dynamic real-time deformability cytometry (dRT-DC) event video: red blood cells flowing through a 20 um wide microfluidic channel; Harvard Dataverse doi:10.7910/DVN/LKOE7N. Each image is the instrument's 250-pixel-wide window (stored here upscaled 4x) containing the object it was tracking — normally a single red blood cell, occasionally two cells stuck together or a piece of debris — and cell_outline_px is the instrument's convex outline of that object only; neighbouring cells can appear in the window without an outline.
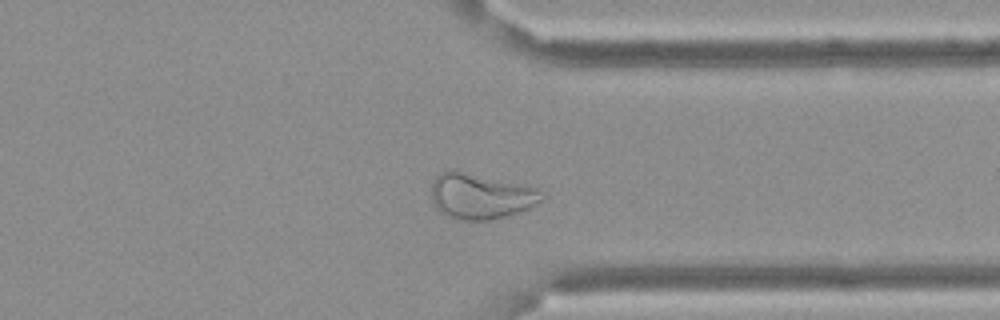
{"species": "Egyptian fruit bat (a non-hibernating species)", "species_latin": "Rousettus aegyptiacus", "temperature_condition": "cold", "stored_images_in_passage": 50, "camera_frame_rate_fps": 3000, "um_per_image_px": 0.085, "frame": {"image": 1, "passage_image": 36, "time_ms": 11.667, "image_size_px": [1000, 320], "cell_outline_px": [[544, 200], [528, 208], [504, 216], [488, 220], [460, 220], [444, 216], [436, 208], [432, 200], [432, 180], [440, 172], [456, 168], [536, 188], [544, 192]], "centroid_in_image_um": [40.81, 16.64], "position_along_channel_um": 370.6, "area_um2": 29.71}}